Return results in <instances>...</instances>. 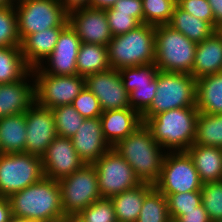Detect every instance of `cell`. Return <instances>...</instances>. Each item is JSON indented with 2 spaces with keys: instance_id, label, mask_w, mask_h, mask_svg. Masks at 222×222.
Instances as JSON below:
<instances>
[{
  "instance_id": "cell-31",
  "label": "cell",
  "mask_w": 222,
  "mask_h": 222,
  "mask_svg": "<svg viewBox=\"0 0 222 222\" xmlns=\"http://www.w3.org/2000/svg\"><path fill=\"white\" fill-rule=\"evenodd\" d=\"M166 197L154 186L146 195L136 222H170Z\"/></svg>"
},
{
  "instance_id": "cell-44",
  "label": "cell",
  "mask_w": 222,
  "mask_h": 222,
  "mask_svg": "<svg viewBox=\"0 0 222 222\" xmlns=\"http://www.w3.org/2000/svg\"><path fill=\"white\" fill-rule=\"evenodd\" d=\"M175 222H211V220L201 203L195 210L184 211V215L179 216Z\"/></svg>"
},
{
  "instance_id": "cell-21",
  "label": "cell",
  "mask_w": 222,
  "mask_h": 222,
  "mask_svg": "<svg viewBox=\"0 0 222 222\" xmlns=\"http://www.w3.org/2000/svg\"><path fill=\"white\" fill-rule=\"evenodd\" d=\"M66 26L44 29L28 35L21 42L22 55L26 64L32 69L44 63L53 52L61 31Z\"/></svg>"
},
{
  "instance_id": "cell-20",
  "label": "cell",
  "mask_w": 222,
  "mask_h": 222,
  "mask_svg": "<svg viewBox=\"0 0 222 222\" xmlns=\"http://www.w3.org/2000/svg\"><path fill=\"white\" fill-rule=\"evenodd\" d=\"M100 120L102 134L112 148L143 124L141 115L131 108L102 112Z\"/></svg>"
},
{
  "instance_id": "cell-19",
  "label": "cell",
  "mask_w": 222,
  "mask_h": 222,
  "mask_svg": "<svg viewBox=\"0 0 222 222\" xmlns=\"http://www.w3.org/2000/svg\"><path fill=\"white\" fill-rule=\"evenodd\" d=\"M34 102L35 79L32 71L19 81L0 84V119L25 113Z\"/></svg>"
},
{
  "instance_id": "cell-43",
  "label": "cell",
  "mask_w": 222,
  "mask_h": 222,
  "mask_svg": "<svg viewBox=\"0 0 222 222\" xmlns=\"http://www.w3.org/2000/svg\"><path fill=\"white\" fill-rule=\"evenodd\" d=\"M113 8L119 12L132 13V17L144 24L142 0H118Z\"/></svg>"
},
{
  "instance_id": "cell-28",
  "label": "cell",
  "mask_w": 222,
  "mask_h": 222,
  "mask_svg": "<svg viewBox=\"0 0 222 222\" xmlns=\"http://www.w3.org/2000/svg\"><path fill=\"white\" fill-rule=\"evenodd\" d=\"M76 64L77 74L84 78L110 69L107 46L81 43Z\"/></svg>"
},
{
  "instance_id": "cell-38",
  "label": "cell",
  "mask_w": 222,
  "mask_h": 222,
  "mask_svg": "<svg viewBox=\"0 0 222 222\" xmlns=\"http://www.w3.org/2000/svg\"><path fill=\"white\" fill-rule=\"evenodd\" d=\"M124 87L129 93L131 109L141 115L151 105L156 95L157 76L150 84L124 85Z\"/></svg>"
},
{
  "instance_id": "cell-26",
  "label": "cell",
  "mask_w": 222,
  "mask_h": 222,
  "mask_svg": "<svg viewBox=\"0 0 222 222\" xmlns=\"http://www.w3.org/2000/svg\"><path fill=\"white\" fill-rule=\"evenodd\" d=\"M26 136L24 113L0 119V146L3 153H25Z\"/></svg>"
},
{
  "instance_id": "cell-30",
  "label": "cell",
  "mask_w": 222,
  "mask_h": 222,
  "mask_svg": "<svg viewBox=\"0 0 222 222\" xmlns=\"http://www.w3.org/2000/svg\"><path fill=\"white\" fill-rule=\"evenodd\" d=\"M194 144L222 148V114L199 112Z\"/></svg>"
},
{
  "instance_id": "cell-35",
  "label": "cell",
  "mask_w": 222,
  "mask_h": 222,
  "mask_svg": "<svg viewBox=\"0 0 222 222\" xmlns=\"http://www.w3.org/2000/svg\"><path fill=\"white\" fill-rule=\"evenodd\" d=\"M202 205L211 222L222 219V180L203 183L201 188Z\"/></svg>"
},
{
  "instance_id": "cell-54",
  "label": "cell",
  "mask_w": 222,
  "mask_h": 222,
  "mask_svg": "<svg viewBox=\"0 0 222 222\" xmlns=\"http://www.w3.org/2000/svg\"><path fill=\"white\" fill-rule=\"evenodd\" d=\"M1 154H3V151H2L1 146H0V155H1Z\"/></svg>"
},
{
  "instance_id": "cell-17",
  "label": "cell",
  "mask_w": 222,
  "mask_h": 222,
  "mask_svg": "<svg viewBox=\"0 0 222 222\" xmlns=\"http://www.w3.org/2000/svg\"><path fill=\"white\" fill-rule=\"evenodd\" d=\"M81 43L76 31L68 24L61 31L53 52L44 60L46 65L40 64L37 68L45 74L77 75L76 59Z\"/></svg>"
},
{
  "instance_id": "cell-34",
  "label": "cell",
  "mask_w": 222,
  "mask_h": 222,
  "mask_svg": "<svg viewBox=\"0 0 222 222\" xmlns=\"http://www.w3.org/2000/svg\"><path fill=\"white\" fill-rule=\"evenodd\" d=\"M21 46L14 6L0 8V47Z\"/></svg>"
},
{
  "instance_id": "cell-39",
  "label": "cell",
  "mask_w": 222,
  "mask_h": 222,
  "mask_svg": "<svg viewBox=\"0 0 222 222\" xmlns=\"http://www.w3.org/2000/svg\"><path fill=\"white\" fill-rule=\"evenodd\" d=\"M124 85L150 84L156 79L158 68L155 63L124 67L118 70Z\"/></svg>"
},
{
  "instance_id": "cell-53",
  "label": "cell",
  "mask_w": 222,
  "mask_h": 222,
  "mask_svg": "<svg viewBox=\"0 0 222 222\" xmlns=\"http://www.w3.org/2000/svg\"><path fill=\"white\" fill-rule=\"evenodd\" d=\"M25 222H47L41 219L25 218Z\"/></svg>"
},
{
  "instance_id": "cell-25",
  "label": "cell",
  "mask_w": 222,
  "mask_h": 222,
  "mask_svg": "<svg viewBox=\"0 0 222 222\" xmlns=\"http://www.w3.org/2000/svg\"><path fill=\"white\" fill-rule=\"evenodd\" d=\"M154 187L148 183L126 190L120 194L112 196L110 199L115 208L117 222H136L145 195Z\"/></svg>"
},
{
  "instance_id": "cell-50",
  "label": "cell",
  "mask_w": 222,
  "mask_h": 222,
  "mask_svg": "<svg viewBox=\"0 0 222 222\" xmlns=\"http://www.w3.org/2000/svg\"><path fill=\"white\" fill-rule=\"evenodd\" d=\"M15 0H0V8L8 7V6H15Z\"/></svg>"
},
{
  "instance_id": "cell-29",
  "label": "cell",
  "mask_w": 222,
  "mask_h": 222,
  "mask_svg": "<svg viewBox=\"0 0 222 222\" xmlns=\"http://www.w3.org/2000/svg\"><path fill=\"white\" fill-rule=\"evenodd\" d=\"M31 68L26 64L21 46L0 47V84L23 79Z\"/></svg>"
},
{
  "instance_id": "cell-10",
  "label": "cell",
  "mask_w": 222,
  "mask_h": 222,
  "mask_svg": "<svg viewBox=\"0 0 222 222\" xmlns=\"http://www.w3.org/2000/svg\"><path fill=\"white\" fill-rule=\"evenodd\" d=\"M31 71L35 79V102L44 108L71 105L85 86V78L78 74H45L37 67Z\"/></svg>"
},
{
  "instance_id": "cell-3",
  "label": "cell",
  "mask_w": 222,
  "mask_h": 222,
  "mask_svg": "<svg viewBox=\"0 0 222 222\" xmlns=\"http://www.w3.org/2000/svg\"><path fill=\"white\" fill-rule=\"evenodd\" d=\"M198 114L197 107L171 109L148 118L144 124L165 151H186L195 141Z\"/></svg>"
},
{
  "instance_id": "cell-47",
  "label": "cell",
  "mask_w": 222,
  "mask_h": 222,
  "mask_svg": "<svg viewBox=\"0 0 222 222\" xmlns=\"http://www.w3.org/2000/svg\"><path fill=\"white\" fill-rule=\"evenodd\" d=\"M214 15V28L222 23V0H207Z\"/></svg>"
},
{
  "instance_id": "cell-24",
  "label": "cell",
  "mask_w": 222,
  "mask_h": 222,
  "mask_svg": "<svg viewBox=\"0 0 222 222\" xmlns=\"http://www.w3.org/2000/svg\"><path fill=\"white\" fill-rule=\"evenodd\" d=\"M196 107L205 114H222V72L196 80Z\"/></svg>"
},
{
  "instance_id": "cell-37",
  "label": "cell",
  "mask_w": 222,
  "mask_h": 222,
  "mask_svg": "<svg viewBox=\"0 0 222 222\" xmlns=\"http://www.w3.org/2000/svg\"><path fill=\"white\" fill-rule=\"evenodd\" d=\"M84 222H117L115 208L110 198H100L78 215Z\"/></svg>"
},
{
  "instance_id": "cell-32",
  "label": "cell",
  "mask_w": 222,
  "mask_h": 222,
  "mask_svg": "<svg viewBox=\"0 0 222 222\" xmlns=\"http://www.w3.org/2000/svg\"><path fill=\"white\" fill-rule=\"evenodd\" d=\"M54 115L57 136L72 138L84 122L72 105H64L51 109Z\"/></svg>"
},
{
  "instance_id": "cell-23",
  "label": "cell",
  "mask_w": 222,
  "mask_h": 222,
  "mask_svg": "<svg viewBox=\"0 0 222 222\" xmlns=\"http://www.w3.org/2000/svg\"><path fill=\"white\" fill-rule=\"evenodd\" d=\"M186 152L192 158L202 183L222 180V148L193 144Z\"/></svg>"
},
{
  "instance_id": "cell-51",
  "label": "cell",
  "mask_w": 222,
  "mask_h": 222,
  "mask_svg": "<svg viewBox=\"0 0 222 222\" xmlns=\"http://www.w3.org/2000/svg\"><path fill=\"white\" fill-rule=\"evenodd\" d=\"M8 222H25V218L22 219V218L12 216Z\"/></svg>"
},
{
  "instance_id": "cell-12",
  "label": "cell",
  "mask_w": 222,
  "mask_h": 222,
  "mask_svg": "<svg viewBox=\"0 0 222 222\" xmlns=\"http://www.w3.org/2000/svg\"><path fill=\"white\" fill-rule=\"evenodd\" d=\"M102 198H111L141 184L130 164L111 148L95 163Z\"/></svg>"
},
{
  "instance_id": "cell-14",
  "label": "cell",
  "mask_w": 222,
  "mask_h": 222,
  "mask_svg": "<svg viewBox=\"0 0 222 222\" xmlns=\"http://www.w3.org/2000/svg\"><path fill=\"white\" fill-rule=\"evenodd\" d=\"M24 114L27 130L25 153L42 158L57 136L53 112L34 102Z\"/></svg>"
},
{
  "instance_id": "cell-7",
  "label": "cell",
  "mask_w": 222,
  "mask_h": 222,
  "mask_svg": "<svg viewBox=\"0 0 222 222\" xmlns=\"http://www.w3.org/2000/svg\"><path fill=\"white\" fill-rule=\"evenodd\" d=\"M14 7L21 42L30 34L69 24L59 0H19Z\"/></svg>"
},
{
  "instance_id": "cell-18",
  "label": "cell",
  "mask_w": 222,
  "mask_h": 222,
  "mask_svg": "<svg viewBox=\"0 0 222 222\" xmlns=\"http://www.w3.org/2000/svg\"><path fill=\"white\" fill-rule=\"evenodd\" d=\"M71 140L85 164L95 163L112 148L102 134L100 118L85 119Z\"/></svg>"
},
{
  "instance_id": "cell-8",
  "label": "cell",
  "mask_w": 222,
  "mask_h": 222,
  "mask_svg": "<svg viewBox=\"0 0 222 222\" xmlns=\"http://www.w3.org/2000/svg\"><path fill=\"white\" fill-rule=\"evenodd\" d=\"M43 177L42 158L29 153L0 155V197L9 198Z\"/></svg>"
},
{
  "instance_id": "cell-13",
  "label": "cell",
  "mask_w": 222,
  "mask_h": 222,
  "mask_svg": "<svg viewBox=\"0 0 222 222\" xmlns=\"http://www.w3.org/2000/svg\"><path fill=\"white\" fill-rule=\"evenodd\" d=\"M85 86L98 99L102 112L131 108L129 93L114 68L86 76Z\"/></svg>"
},
{
  "instance_id": "cell-27",
  "label": "cell",
  "mask_w": 222,
  "mask_h": 222,
  "mask_svg": "<svg viewBox=\"0 0 222 222\" xmlns=\"http://www.w3.org/2000/svg\"><path fill=\"white\" fill-rule=\"evenodd\" d=\"M168 25L197 44L210 37L216 30L209 22L194 17L178 5L175 7Z\"/></svg>"
},
{
  "instance_id": "cell-33",
  "label": "cell",
  "mask_w": 222,
  "mask_h": 222,
  "mask_svg": "<svg viewBox=\"0 0 222 222\" xmlns=\"http://www.w3.org/2000/svg\"><path fill=\"white\" fill-rule=\"evenodd\" d=\"M177 0H142L144 23L158 26L169 24Z\"/></svg>"
},
{
  "instance_id": "cell-5",
  "label": "cell",
  "mask_w": 222,
  "mask_h": 222,
  "mask_svg": "<svg viewBox=\"0 0 222 222\" xmlns=\"http://www.w3.org/2000/svg\"><path fill=\"white\" fill-rule=\"evenodd\" d=\"M196 95V79L191 74L159 70L156 95L141 114L142 122L171 109L196 107Z\"/></svg>"
},
{
  "instance_id": "cell-42",
  "label": "cell",
  "mask_w": 222,
  "mask_h": 222,
  "mask_svg": "<svg viewBox=\"0 0 222 222\" xmlns=\"http://www.w3.org/2000/svg\"><path fill=\"white\" fill-rule=\"evenodd\" d=\"M177 5L182 10L209 22L214 27V15L207 0H177Z\"/></svg>"
},
{
  "instance_id": "cell-45",
  "label": "cell",
  "mask_w": 222,
  "mask_h": 222,
  "mask_svg": "<svg viewBox=\"0 0 222 222\" xmlns=\"http://www.w3.org/2000/svg\"><path fill=\"white\" fill-rule=\"evenodd\" d=\"M59 2L68 14L74 10L90 6V0H59Z\"/></svg>"
},
{
  "instance_id": "cell-9",
  "label": "cell",
  "mask_w": 222,
  "mask_h": 222,
  "mask_svg": "<svg viewBox=\"0 0 222 222\" xmlns=\"http://www.w3.org/2000/svg\"><path fill=\"white\" fill-rule=\"evenodd\" d=\"M58 184L65 216L78 215L90 204L102 198L97 171L93 164H85L79 170L59 180Z\"/></svg>"
},
{
  "instance_id": "cell-36",
  "label": "cell",
  "mask_w": 222,
  "mask_h": 222,
  "mask_svg": "<svg viewBox=\"0 0 222 222\" xmlns=\"http://www.w3.org/2000/svg\"><path fill=\"white\" fill-rule=\"evenodd\" d=\"M167 199V206L171 220L184 215V211L195 210L202 202L201 191L176 194H163Z\"/></svg>"
},
{
  "instance_id": "cell-22",
  "label": "cell",
  "mask_w": 222,
  "mask_h": 222,
  "mask_svg": "<svg viewBox=\"0 0 222 222\" xmlns=\"http://www.w3.org/2000/svg\"><path fill=\"white\" fill-rule=\"evenodd\" d=\"M222 72V39L214 32L197 44L192 76L197 80L206 75Z\"/></svg>"
},
{
  "instance_id": "cell-16",
  "label": "cell",
  "mask_w": 222,
  "mask_h": 222,
  "mask_svg": "<svg viewBox=\"0 0 222 222\" xmlns=\"http://www.w3.org/2000/svg\"><path fill=\"white\" fill-rule=\"evenodd\" d=\"M68 21L82 43L108 46L113 38L104 9L90 6L77 9L68 14Z\"/></svg>"
},
{
  "instance_id": "cell-2",
  "label": "cell",
  "mask_w": 222,
  "mask_h": 222,
  "mask_svg": "<svg viewBox=\"0 0 222 222\" xmlns=\"http://www.w3.org/2000/svg\"><path fill=\"white\" fill-rule=\"evenodd\" d=\"M9 200L12 216L18 218L58 222L65 217L60 187L54 179L43 177L40 181L12 194Z\"/></svg>"
},
{
  "instance_id": "cell-6",
  "label": "cell",
  "mask_w": 222,
  "mask_h": 222,
  "mask_svg": "<svg viewBox=\"0 0 222 222\" xmlns=\"http://www.w3.org/2000/svg\"><path fill=\"white\" fill-rule=\"evenodd\" d=\"M197 43L168 24L155 26V64L163 72L192 75Z\"/></svg>"
},
{
  "instance_id": "cell-49",
  "label": "cell",
  "mask_w": 222,
  "mask_h": 222,
  "mask_svg": "<svg viewBox=\"0 0 222 222\" xmlns=\"http://www.w3.org/2000/svg\"><path fill=\"white\" fill-rule=\"evenodd\" d=\"M63 222H84V221L77 215H68L63 218Z\"/></svg>"
},
{
  "instance_id": "cell-52",
  "label": "cell",
  "mask_w": 222,
  "mask_h": 222,
  "mask_svg": "<svg viewBox=\"0 0 222 222\" xmlns=\"http://www.w3.org/2000/svg\"><path fill=\"white\" fill-rule=\"evenodd\" d=\"M215 32L221 37L222 39V23L219 24L217 27H216V30Z\"/></svg>"
},
{
  "instance_id": "cell-46",
  "label": "cell",
  "mask_w": 222,
  "mask_h": 222,
  "mask_svg": "<svg viewBox=\"0 0 222 222\" xmlns=\"http://www.w3.org/2000/svg\"><path fill=\"white\" fill-rule=\"evenodd\" d=\"M11 217L12 210L9 198L0 197V222H8Z\"/></svg>"
},
{
  "instance_id": "cell-15",
  "label": "cell",
  "mask_w": 222,
  "mask_h": 222,
  "mask_svg": "<svg viewBox=\"0 0 222 222\" xmlns=\"http://www.w3.org/2000/svg\"><path fill=\"white\" fill-rule=\"evenodd\" d=\"M85 165L71 138L56 136L42 157L44 177L59 181Z\"/></svg>"
},
{
  "instance_id": "cell-4",
  "label": "cell",
  "mask_w": 222,
  "mask_h": 222,
  "mask_svg": "<svg viewBox=\"0 0 222 222\" xmlns=\"http://www.w3.org/2000/svg\"><path fill=\"white\" fill-rule=\"evenodd\" d=\"M107 48L110 67L115 70L155 63V26L144 23L114 36Z\"/></svg>"
},
{
  "instance_id": "cell-41",
  "label": "cell",
  "mask_w": 222,
  "mask_h": 222,
  "mask_svg": "<svg viewBox=\"0 0 222 222\" xmlns=\"http://www.w3.org/2000/svg\"><path fill=\"white\" fill-rule=\"evenodd\" d=\"M71 105L85 119L100 118L102 114L98 99L86 86H84Z\"/></svg>"
},
{
  "instance_id": "cell-11",
  "label": "cell",
  "mask_w": 222,
  "mask_h": 222,
  "mask_svg": "<svg viewBox=\"0 0 222 222\" xmlns=\"http://www.w3.org/2000/svg\"><path fill=\"white\" fill-rule=\"evenodd\" d=\"M203 183L186 151L166 152L161 176L154 185L162 194L200 191Z\"/></svg>"
},
{
  "instance_id": "cell-1",
  "label": "cell",
  "mask_w": 222,
  "mask_h": 222,
  "mask_svg": "<svg viewBox=\"0 0 222 222\" xmlns=\"http://www.w3.org/2000/svg\"><path fill=\"white\" fill-rule=\"evenodd\" d=\"M113 148L130 164L141 183H157L166 151L144 123Z\"/></svg>"
},
{
  "instance_id": "cell-40",
  "label": "cell",
  "mask_w": 222,
  "mask_h": 222,
  "mask_svg": "<svg viewBox=\"0 0 222 222\" xmlns=\"http://www.w3.org/2000/svg\"><path fill=\"white\" fill-rule=\"evenodd\" d=\"M105 10L107 21L113 37L126 34L127 32L134 30L141 25L136 18L132 17V13L119 12L113 7Z\"/></svg>"
},
{
  "instance_id": "cell-48",
  "label": "cell",
  "mask_w": 222,
  "mask_h": 222,
  "mask_svg": "<svg viewBox=\"0 0 222 222\" xmlns=\"http://www.w3.org/2000/svg\"><path fill=\"white\" fill-rule=\"evenodd\" d=\"M118 0H90V7L108 9L114 6Z\"/></svg>"
}]
</instances>
